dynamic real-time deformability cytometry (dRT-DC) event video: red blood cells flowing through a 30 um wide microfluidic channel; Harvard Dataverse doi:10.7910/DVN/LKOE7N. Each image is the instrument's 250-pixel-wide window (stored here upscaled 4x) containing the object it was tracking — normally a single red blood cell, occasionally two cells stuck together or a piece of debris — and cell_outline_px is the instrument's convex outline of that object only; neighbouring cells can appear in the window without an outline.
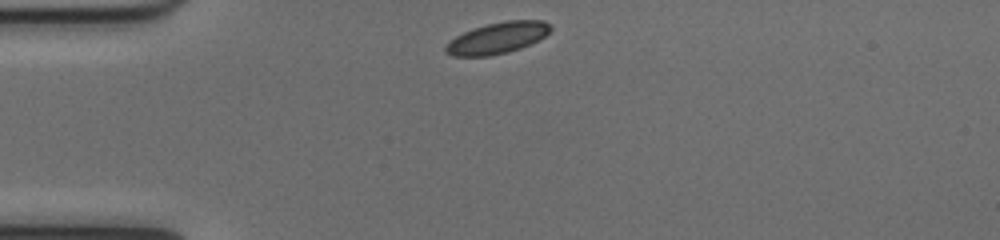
{"species": "common noctule bat (a hibernating species)", "species_latin": "Nyctalus noctula", "temperature_condition": "cold", "stored_images_in_passage": 40, "camera_frame_rate_fps": 3000, "um_per_image_px": 0.085, "animal": {"sex": "female", "body_mass_g": 17.0, "forearm_length_mm": 48.0}, "frame": {"image": 1, "passage_image": 1, "time_ms": 0.0, "image_size_px": [1000, 240], "cell_outline_px": [[552, 28], [544, 36], [520, 48], [508, 52], [488, 56], [452, 56], [444, 52], [444, 44], [456, 36], [472, 28], [488, 24], [508, 20], [544, 20]], "centroid_in_image_um": [42.22, 3.23], "position_along_channel_um": 42.8, "area_um2": 19.02}}
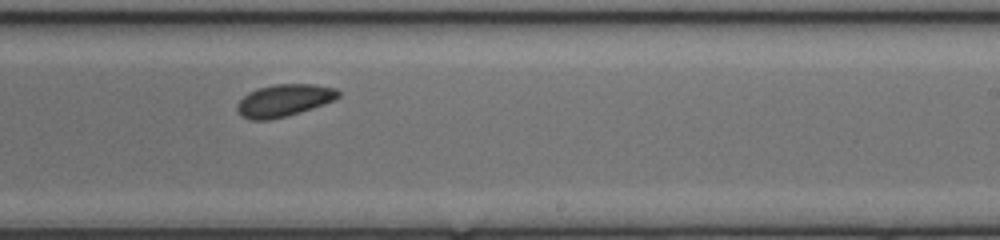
{"frame": {"image": 2, "passage_image": 20, "time_ms": 6.333, "image_size_px": [1000, 240], "cell_outline_px": [[340, 96], [336, 100], [288, 116], [268, 120], [252, 120], [240, 116], [236, 108], [236, 104], [248, 92], [256, 88], [276, 84], [312, 84], [336, 88], [340, 92]], "centroid_in_image_um": [24.13, 8.54], "position_along_channel_um": 264.9, "area_um2": 19.19}}
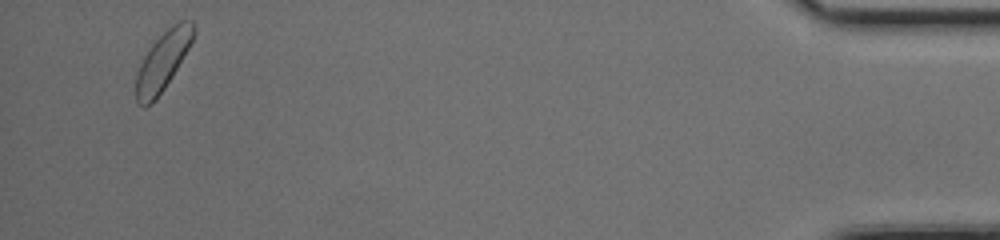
{"frame": {"image": 3, "passage_image": 38, "time_ms": 12.333, "image_size_px": [1000, 240], "cell_outline_px": [[196, 32], [188, 48], [164, 88], [156, 100], [152, 104], [144, 108], [136, 104], [136, 76], [140, 64], [144, 56], [152, 44], [172, 24], [180, 20], [192, 20], [196, 28]], "centroid_in_image_um": [13.82, 5.21], "position_along_channel_um": 421.4, "area_um2": 19.48}, "authors_computed_cell_mechanics": {"area_um2": 19.074, "velocity_mm_per_s": 3.9562, "shape_relaxation_time_tau1_ms": 3.063, "shape_relaxation_time_tau2_ms": null, "deformation_change_tau1": 0.0598, "deformation_change_tau2": null}}